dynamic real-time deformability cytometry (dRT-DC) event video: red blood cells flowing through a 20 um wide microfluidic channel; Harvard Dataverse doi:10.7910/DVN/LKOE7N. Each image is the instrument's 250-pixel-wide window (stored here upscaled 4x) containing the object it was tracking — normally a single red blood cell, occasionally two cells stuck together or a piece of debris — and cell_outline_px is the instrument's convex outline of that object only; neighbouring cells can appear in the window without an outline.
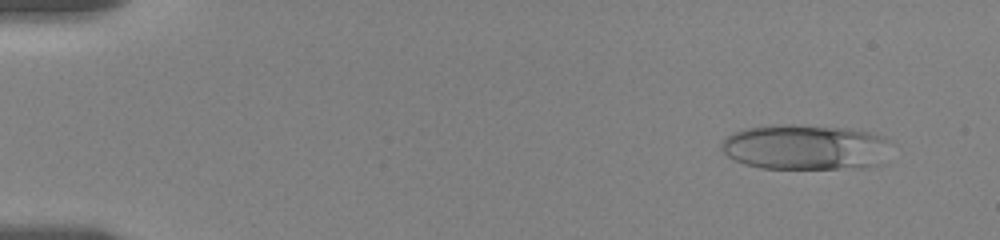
{"species": "human", "species_latin": "Homo sapiens", "temperature_condition": "room temperature", "stored_images_in_passage": 25, "camera_frame_rate_fps": 3000, "um_per_image_px": 0.085, "donor": {"sex": "female"}, "frame": {"image": 1, "passage_image": 6, "time_ms": 1.333, "image_size_px": [1000, 240], "cell_outline_px": [[892, 144], [884, 164], [864, 168], [760, 168], [744, 164], [728, 156], [720, 148], [720, 144], [732, 132], [744, 128], [768, 124], [796, 124], [848, 128], [888, 136], [892, 140]], "centroid_in_image_um": [68.54, 12.5], "position_along_channel_um": 16.5, "area_um2": 45.95}}
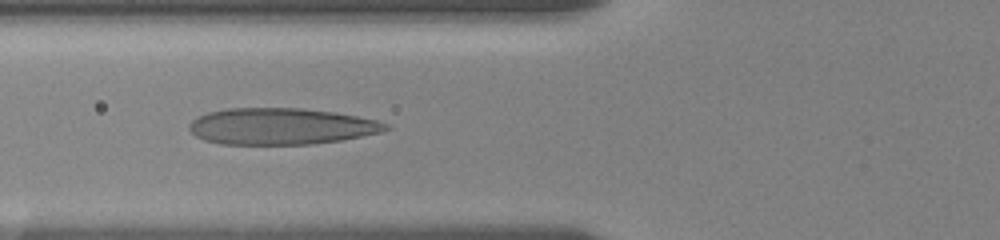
{"frame": {"image": 2, "passage_image": 23, "time_ms": 7.0, "image_size_px": [1000, 240], "cell_outline_px": [[392, 128], [380, 132], [340, 140], [312, 144], [220, 144], [204, 140], [196, 136], [188, 128], [188, 124], [192, 120], [208, 112], [228, 108], [300, 108], [336, 112], [376, 120], [388, 124]], "centroid_in_image_um": [23.88, 10.73], "position_along_channel_um": 101.9, "area_um2": 41.67}}
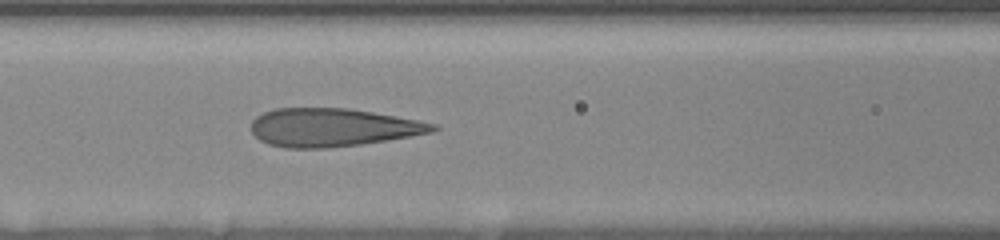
{"frame": {"image": 3, "passage_image": 25, "time_ms": 8.0, "image_size_px": [1000, 240], "cell_outline_px": [[440, 128], [432, 132], [412, 136], [388, 140], [360, 144], [328, 148], [284, 148], [268, 144], [260, 140], [252, 132], [252, 120], [256, 116], [264, 112], [276, 108], [348, 108], [372, 112], [416, 120], [436, 124]], "centroid_in_image_um": [28.25, 10.84], "position_along_channel_um": 138.4, "area_um2": 40.34}}